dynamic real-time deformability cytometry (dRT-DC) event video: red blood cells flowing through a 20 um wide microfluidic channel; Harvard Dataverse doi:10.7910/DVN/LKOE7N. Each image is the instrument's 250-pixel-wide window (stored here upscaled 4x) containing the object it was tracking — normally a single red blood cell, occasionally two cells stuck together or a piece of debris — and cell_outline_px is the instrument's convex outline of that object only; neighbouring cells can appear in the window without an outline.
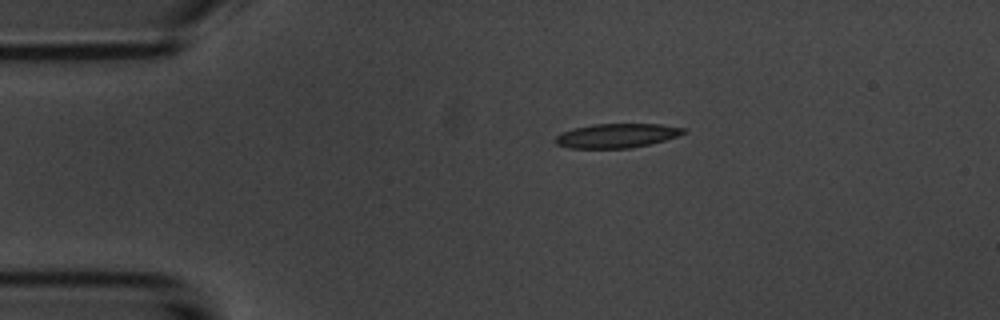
{"species": "common noctule bat (a hibernating species)", "species_latin": "Nyctalus noctula", "temperature_condition": "room temperature", "stored_images_in_passage": 44, "camera_frame_rate_fps": 3000, "um_per_image_px": 0.085, "animal": {"sex": "male", "body_mass_g": 20.1, "forearm_length_mm": 53.5}, "frame": {"image": 1, "passage_image": 1, "time_ms": 0.0, "image_size_px": [1000, 320], "cell_outline_px": [[688, 132], [664, 140], [648, 144], [628, 148], [568, 148], [556, 144], [556, 136], [572, 128], [592, 124], [660, 124], [684, 128]], "centroid_in_image_um": [52.41, 11.52], "position_along_channel_um": 32.6, "area_um2": 17.92}}
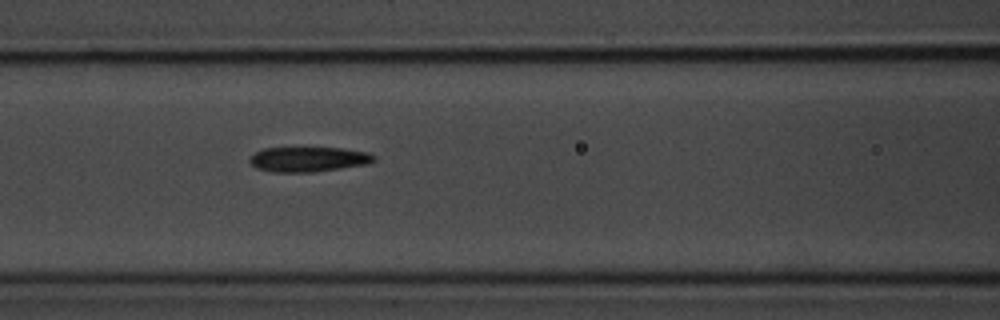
{"frame": {"image": 2, "passage_image": 13, "time_ms": 4.0, "image_size_px": [1000, 320], "cell_outline_px": [[376, 160], [368, 164], [312, 172], [272, 172], [256, 168], [248, 160], [256, 152], [264, 148], [344, 148], [368, 152], [376, 156]], "centroid_in_image_um": [26.24, 13.54], "position_along_channel_um": 140.4, "area_um2": 18.03}}
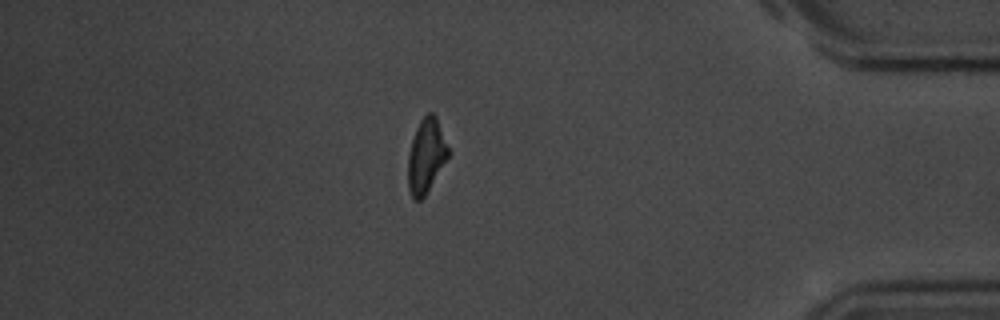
{"frame": {"image": 3, "passage_image": 37, "time_ms": 12.0, "image_size_px": [1000, 320], "cell_outline_px": [[448, 156], [424, 196], [420, 200], [412, 200], [408, 188], [408, 156], [412, 140], [416, 128], [420, 120], [428, 112], [432, 112], [436, 116], [448, 148]], "centroid_in_image_um": [36.19, 13.24], "position_along_channel_um": 399.0, "area_um2": 16.99}, "authors_computed_cell_mechanics": {"area_um2": 18.3226, "velocity_mm_per_s": 3.696, "shape_relaxation_time_tau1_ms": 7.445, "shape_relaxation_time_tau2_ms": null, "deformation_change_tau1": 0.1768, "deformation_change_tau2": null}}